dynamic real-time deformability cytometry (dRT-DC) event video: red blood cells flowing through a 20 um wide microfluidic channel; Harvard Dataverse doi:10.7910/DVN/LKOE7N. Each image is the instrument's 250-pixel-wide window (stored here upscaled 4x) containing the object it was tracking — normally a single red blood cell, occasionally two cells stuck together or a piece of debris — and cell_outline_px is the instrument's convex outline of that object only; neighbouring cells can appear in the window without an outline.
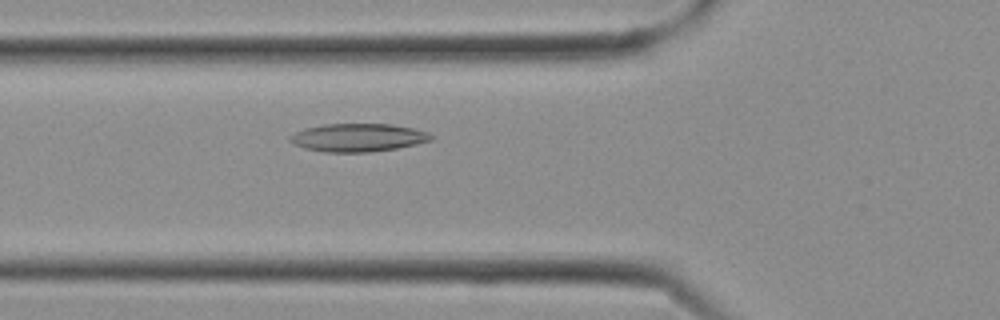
{"species": "Egyptian fruit bat (a non-hibernating species)", "species_latin": "Rousettus aegyptiacus", "temperature_condition": "cold", "stored_images_in_passage": 9, "camera_frame_rate_fps": 3000, "um_per_image_px": 0.085, "frame": {"image": 1, "passage_image": 9, "time_ms": 2.667, "image_size_px": [1000, 320], "cell_outline_px": [[432, 140], [416, 144], [396, 148], [368, 152], [324, 152], [304, 148], [292, 144], [288, 140], [288, 136], [304, 128], [324, 124], [392, 124], [412, 128], [428, 132], [432, 136]], "centroid_in_image_um": [30.38, 11.69], "position_along_channel_um": 95.4, "area_um2": 23.12}}